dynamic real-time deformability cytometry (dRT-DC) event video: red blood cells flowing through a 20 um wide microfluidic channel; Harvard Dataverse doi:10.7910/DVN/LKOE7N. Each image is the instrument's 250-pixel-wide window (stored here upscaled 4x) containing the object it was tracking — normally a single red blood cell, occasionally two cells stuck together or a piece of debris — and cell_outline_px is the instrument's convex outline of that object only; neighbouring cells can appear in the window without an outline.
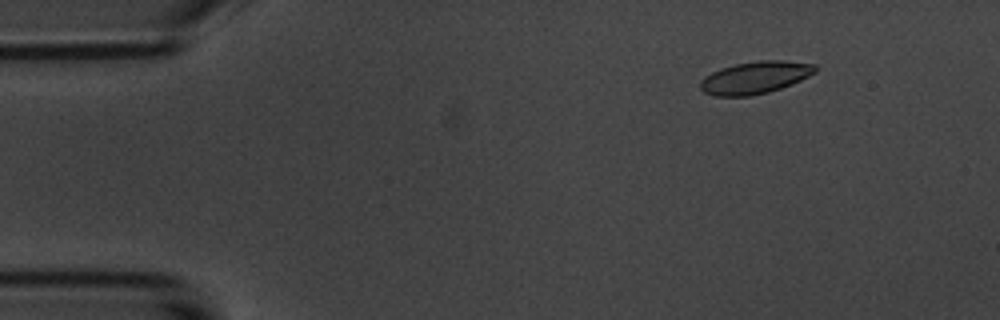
{"species": "common noctule bat (a hibernating species)", "species_latin": "Nyctalus noctula", "temperature_condition": "room temperature", "stored_images_in_passage": 9, "camera_frame_rate_fps": 3000, "um_per_image_px": 0.085, "animal": {"sex": "male", "body_mass_g": 20.1, "forearm_length_mm": 53.5}, "frame": {"image": 1, "passage_image": 1, "time_ms": 0.0, "image_size_px": [1000, 320], "cell_outline_px": [[816, 72], [792, 84], [768, 92], [752, 96], [716, 96], [704, 92], [700, 88], [700, 80], [704, 76], [720, 68], [736, 64], [760, 60], [784, 60], [816, 64]], "centroid_in_image_um": [64.17, 6.59], "position_along_channel_um": 20.8, "area_um2": 21.68}}
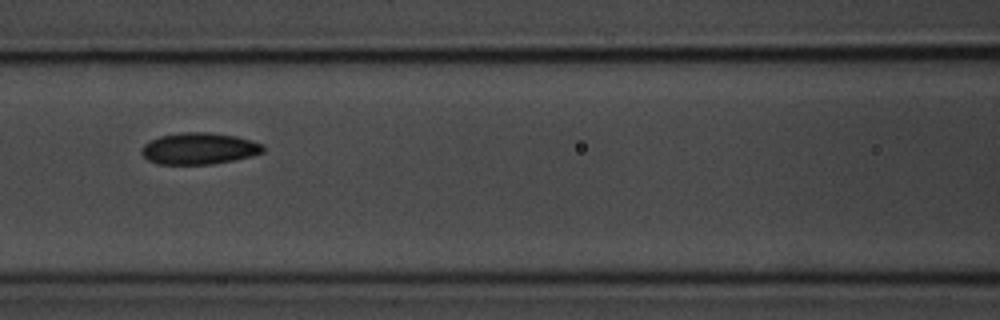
{"frame": {"image": 2, "passage_image": 6, "time_ms": 5.667, "image_size_px": [1000, 320], "cell_outline_px": [[264, 152], [232, 160], [212, 164], [156, 164], [148, 160], [140, 152], [144, 144], [160, 136], [184, 132], [208, 132], [236, 136], [264, 144]], "centroid_in_image_um": [16.91, 12.62], "position_along_channel_um": 149.7, "area_um2": 22.2}}
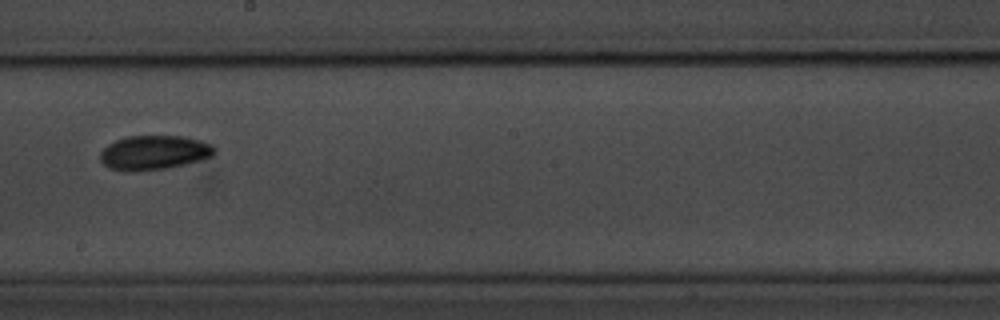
{"frame": {"image": 3, "passage_image": 8, "time_ms": 8.0, "image_size_px": [1000, 320], "cell_outline_px": [[216, 152], [212, 156], [200, 160], [184, 164], [164, 168], [132, 172], [128, 172], [108, 168], [100, 160], [100, 152], [108, 144], [116, 140], [128, 136], [184, 136], [200, 140], [212, 144], [216, 148]], "centroid_in_image_um": [13.09, 12.97], "position_along_channel_um": 235.1, "area_um2": 22.95}}